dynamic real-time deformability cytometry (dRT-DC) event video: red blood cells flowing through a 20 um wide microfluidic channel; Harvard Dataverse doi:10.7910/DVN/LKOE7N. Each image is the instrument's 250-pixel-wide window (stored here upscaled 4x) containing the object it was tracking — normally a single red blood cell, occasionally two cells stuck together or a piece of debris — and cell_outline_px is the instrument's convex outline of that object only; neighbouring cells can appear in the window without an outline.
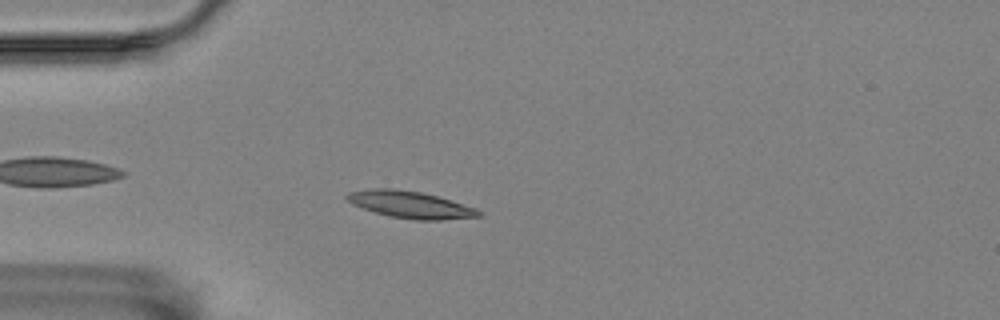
{"species": "Egyptian fruit bat (a non-hibernating species)", "species_latin": "Rousettus aegyptiacus", "temperature_condition": "room temperature", "stored_images_in_passage": 47, "camera_frame_rate_fps": 3000, "um_per_image_px": 0.085, "animal": {"sex": "female"}, "frame": {"image": 1, "passage_image": 6, "time_ms": 1.667, "image_size_px": [1000, 320], "cell_outline_px": [[480, 216], [440, 220], [416, 220], [388, 216], [352, 204], [344, 196], [348, 192], [372, 188], [392, 188], [420, 192], [436, 196], [476, 208], [480, 212]], "centroid_in_image_um": [34.83, 17.39], "position_along_channel_um": 50.2, "area_um2": 20.4}}
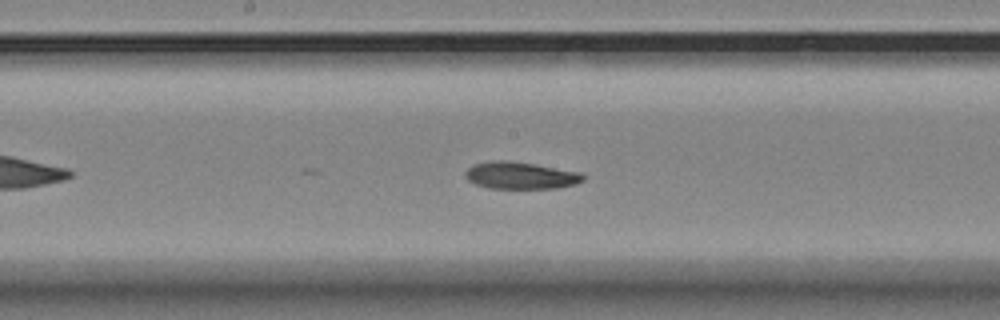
{"frame": {"image": 2, "passage_image": 20, "time_ms": 6.333, "image_size_px": [1000, 320], "cell_outline_px": [[584, 180], [576, 184], [556, 188], [488, 188], [476, 184], [468, 180], [464, 176], [464, 172], [472, 164], [492, 160], [504, 160], [536, 164], [580, 172], [584, 176]], "centroid_in_image_um": [44.22, 14.91], "position_along_channel_um": 204.0, "area_um2": 18.67}}
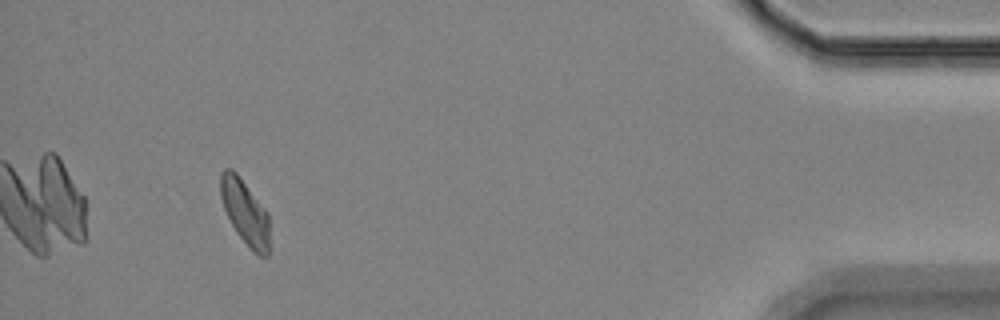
{"frame": {"image": 3, "passage_image": 43, "time_ms": 14.0, "image_size_px": [1000, 320], "cell_outline_px": [[268, 256], [260, 256], [252, 252], [248, 248], [236, 232], [224, 208], [220, 196], [220, 172], [224, 168], [232, 168], [236, 172], [268, 212]], "centroid_in_image_um": [20.81, 18.02], "position_along_channel_um": 414.4, "area_um2": 18.5}, "authors_computed_cell_mechanics": {"area_um2": 18.785, "velocity_mm_per_s": 3.5426, "shape_relaxation_time_tau1_ms": 5.329, "shape_relaxation_time_tau2_ms": 5.0876, "deformation_change_tau1": 0.1478, "deformation_change_tau2": 0.0828}}